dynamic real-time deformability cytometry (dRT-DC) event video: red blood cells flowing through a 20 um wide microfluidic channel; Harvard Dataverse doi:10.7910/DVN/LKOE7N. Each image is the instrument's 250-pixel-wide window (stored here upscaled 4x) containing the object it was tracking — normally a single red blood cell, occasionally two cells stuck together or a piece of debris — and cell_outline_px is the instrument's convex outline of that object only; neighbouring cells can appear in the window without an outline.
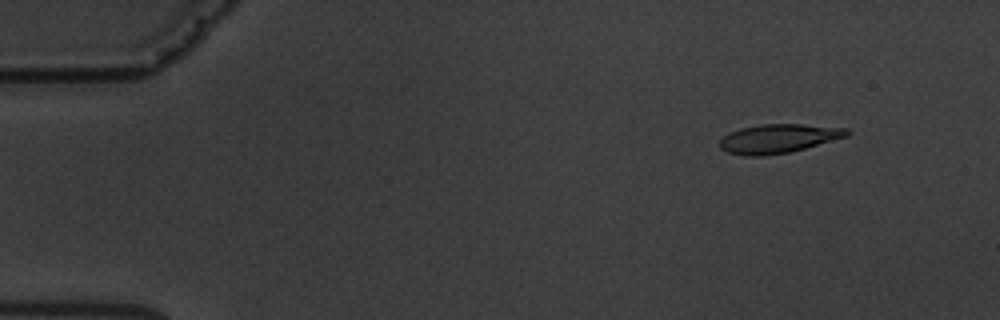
{"species": "common noctule bat (a hibernating species)", "species_latin": "Nyctalus noctula", "temperature_condition": "warm", "stored_images_in_passage": 5, "camera_frame_rate_fps": 3000, "um_per_image_px": 0.085, "animal": {"sex": "male", "body_mass_g": 19.5, "forearm_length_mm": 54.6}, "frame": {"image": 1, "passage_image": 2, "time_ms": 1.0, "image_size_px": [1000, 320], "cell_outline_px": [[852, 132], [848, 136], [804, 148], [788, 152], [764, 156], [744, 156], [728, 152], [720, 148], [720, 140], [724, 136], [740, 128], [760, 124], [804, 124], [848, 128]], "centroid_in_image_um": [66.19, 11.77], "position_along_channel_um": 18.8, "area_um2": 21.39}}
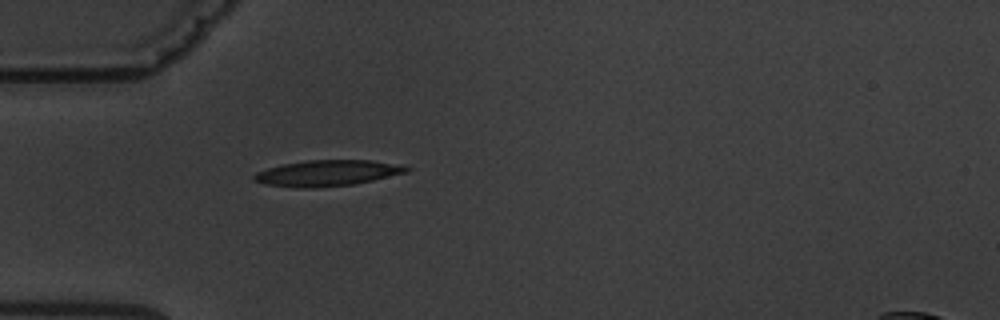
{"frame": {"image": 2, "passage_image": 5, "time_ms": 4.667, "image_size_px": [1000, 320], "cell_outline_px": [[412, 168], [408, 172], [372, 180], [352, 184], [316, 188], [300, 188], [264, 184], [252, 180], [252, 176], [256, 172], [280, 164], [308, 160], [372, 160], [404, 164]], "centroid_in_image_um": [27.84, 14.7], "position_along_channel_um": 57.2, "area_um2": 23.29}}